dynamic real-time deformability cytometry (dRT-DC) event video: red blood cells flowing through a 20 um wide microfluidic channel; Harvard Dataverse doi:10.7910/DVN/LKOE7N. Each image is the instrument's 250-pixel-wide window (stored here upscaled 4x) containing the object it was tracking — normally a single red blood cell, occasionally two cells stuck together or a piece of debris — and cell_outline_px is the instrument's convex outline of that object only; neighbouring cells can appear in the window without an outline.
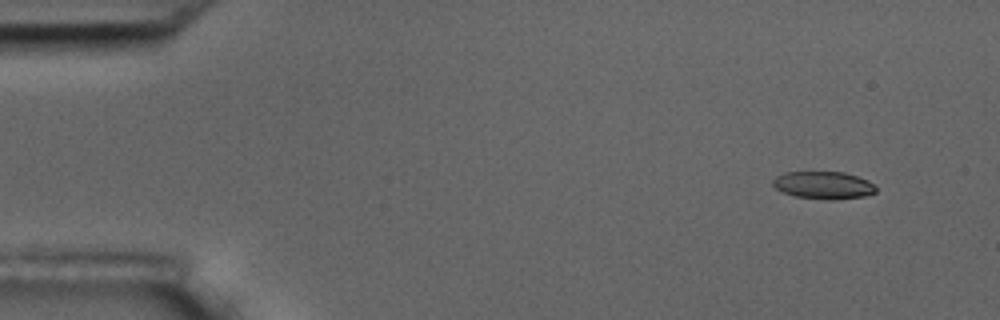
{"species": "common noctule bat (a hibernating species)", "species_latin": "Nyctalus noctula", "temperature_condition": "room temperature", "stored_images_in_passage": 10, "camera_frame_rate_fps": 3000, "um_per_image_px": 0.085, "animal": {"sex": "male", "body_mass_g": 17.5, "forearm_length_mm": 52.3}, "frame": {"image": 1, "passage_image": 1, "time_ms": 0.0, "image_size_px": [1000, 320], "cell_outline_px": [[876, 192], [864, 196], [832, 200], [828, 200], [796, 196], [784, 192], [776, 188], [772, 184], [772, 180], [776, 176], [784, 172], [844, 172], [868, 180], [876, 188]], "centroid_in_image_um": [69.99, 15.74], "position_along_channel_um": 15.0, "area_um2": 16.42}}
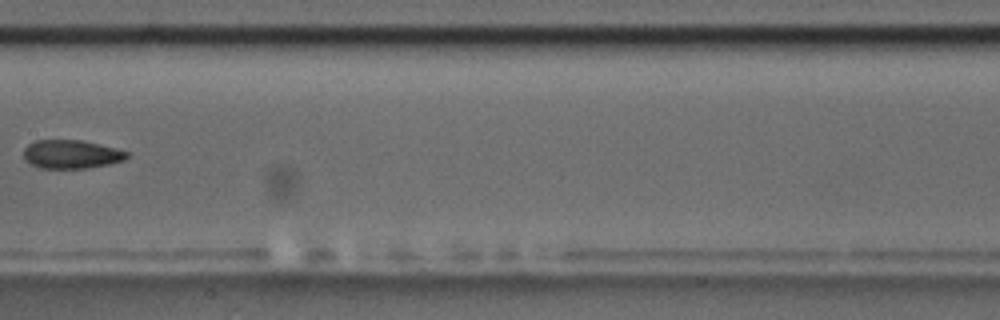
{"frame": {"image": 2, "passage_image": 8, "time_ms": 8.333, "image_size_px": [1000, 320], "cell_outline_px": [[128, 156], [124, 160], [108, 164], [84, 168], [40, 168], [24, 160], [24, 148], [28, 144], [36, 140], [84, 140], [100, 144], [128, 152]], "centroid_in_image_um": [6.04, 13.1], "position_along_channel_um": 201.4, "area_um2": 17.11}}
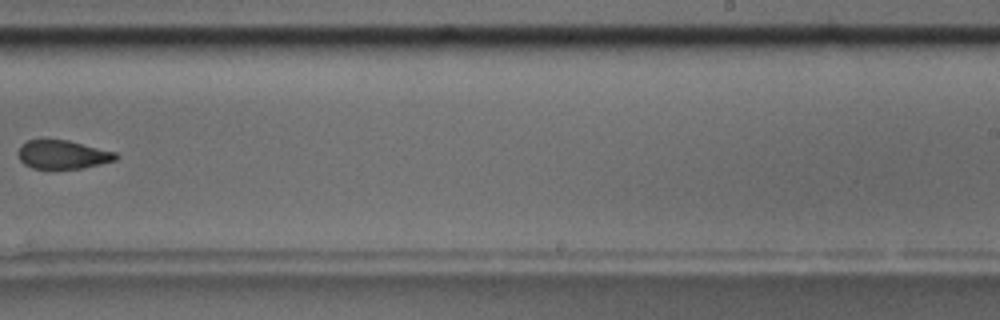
{"frame": {"image": 3, "passage_image": 10, "time_ms": 10.667, "image_size_px": [1000, 320], "cell_outline_px": [[120, 156], [116, 160], [100, 164], [80, 168], [32, 168], [24, 164], [20, 160], [16, 152], [20, 144], [28, 140], [68, 140], [116, 152]], "centroid_in_image_um": [5.31, 13.13], "position_along_channel_um": 283.7, "area_um2": 16.3}}